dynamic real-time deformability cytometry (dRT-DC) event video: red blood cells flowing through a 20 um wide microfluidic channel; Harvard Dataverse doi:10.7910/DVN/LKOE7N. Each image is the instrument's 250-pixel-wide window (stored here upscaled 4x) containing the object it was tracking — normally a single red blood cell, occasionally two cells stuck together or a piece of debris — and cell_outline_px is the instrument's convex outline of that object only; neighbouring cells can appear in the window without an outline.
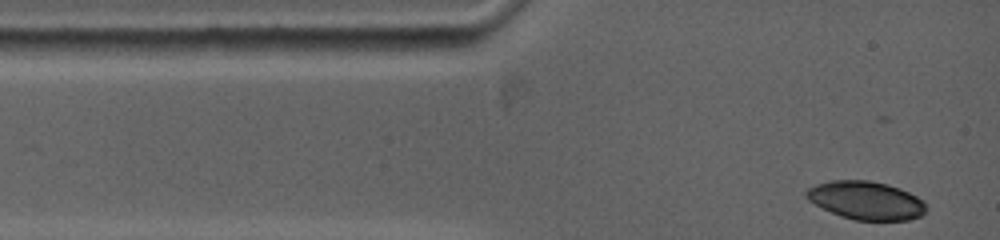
{"species": "common noctule bat (a hibernating species)", "species_latin": "Nyctalus noctula", "temperature_condition": "warm", "stored_images_in_passage": 34, "camera_frame_rate_fps": 5000, "um_per_image_px": 0.085, "animal": {"sex": "female", "body_mass_g": 19.0, "forearm_length_mm": 53.3}, "frame": {"image": 1, "passage_image": 1, "time_ms": 0.0, "image_size_px": [1000, 240], "cell_outline_px": [[928, 208], [920, 216], [908, 220], [856, 220], [840, 216], [808, 200], [804, 196], [804, 192], [808, 188], [816, 184], [832, 180], [868, 180], [888, 184], [900, 188], [924, 200]], "centroid_in_image_um": [73.62, 17.02], "position_along_channel_um": 11.4, "area_um2": 26.76}}
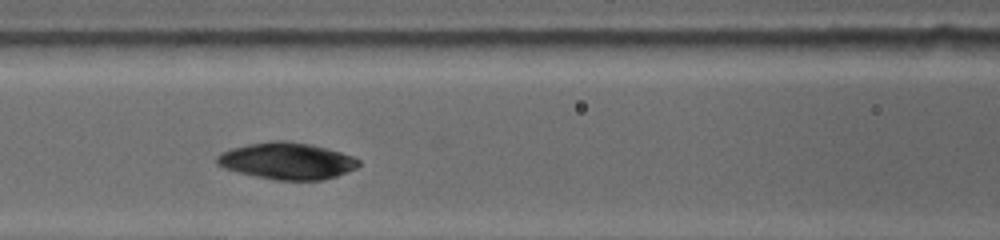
{"frame": {"image": 2, "passage_image": 20, "time_ms": 3.8, "image_size_px": [1000, 240], "cell_outline_px": [[360, 164], [356, 168], [336, 176], [324, 180], [276, 180], [236, 172], [224, 168], [216, 160], [216, 156], [232, 148], [248, 144], [308, 144], [340, 152], [352, 156], [360, 160]], "centroid_in_image_um": [24.43, 13.74], "position_along_channel_um": 142.2, "area_um2": 29.02}}
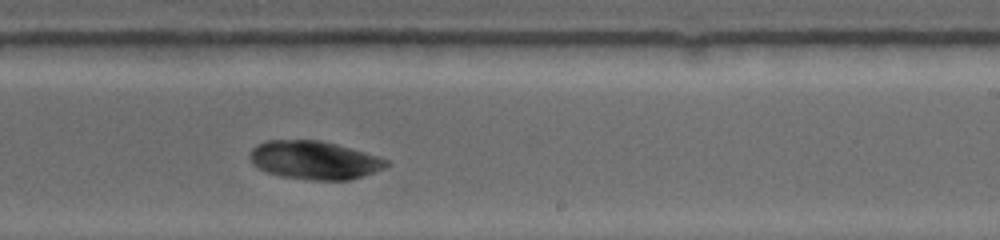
{"frame": {"image": 3, "passage_image": 34, "time_ms": 6.6, "image_size_px": [1000, 240], "cell_outline_px": [[388, 164], [384, 168], [364, 176], [348, 180], [308, 180], [280, 176], [268, 172], [260, 168], [252, 160], [252, 148], [268, 140], [320, 140], [336, 144], [376, 156], [388, 160]], "centroid_in_image_um": [26.75, 13.62], "position_along_channel_um": 262.2, "area_um2": 29.94}}